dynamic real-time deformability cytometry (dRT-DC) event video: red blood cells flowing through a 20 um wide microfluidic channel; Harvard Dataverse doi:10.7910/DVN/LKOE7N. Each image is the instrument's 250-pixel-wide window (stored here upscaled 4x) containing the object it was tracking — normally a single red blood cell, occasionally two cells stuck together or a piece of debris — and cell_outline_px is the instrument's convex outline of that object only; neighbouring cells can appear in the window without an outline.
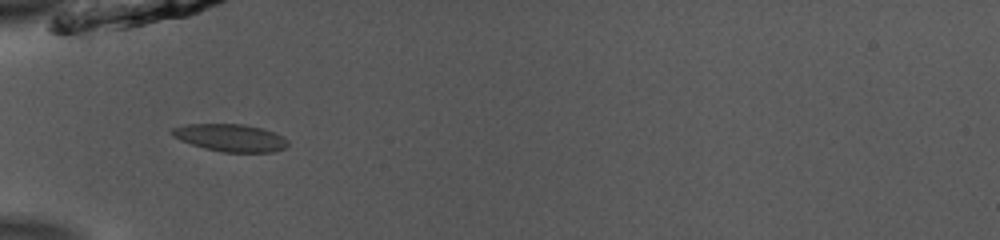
{"species": "common noctule bat (a hibernating species)", "species_latin": "Nyctalus noctula", "temperature_condition": "room temperature", "stored_images_in_passage": 35, "camera_frame_rate_fps": 3000, "um_per_image_px": 0.085, "animal": {"sex": "male", "body_mass_g": 13.0, "forearm_length_mm": 53.1}, "frame": {"image": 1, "passage_image": 1, "time_ms": 0.0, "image_size_px": [1000, 240], "cell_outline_px": [[288, 144], [284, 148], [272, 152], [220, 152], [204, 148], [180, 140], [172, 136], [168, 132], [172, 128], [184, 124], [244, 124], [264, 128], [284, 136], [288, 140]], "centroid_in_image_um": [19.57, 11.7], "position_along_channel_um": 65.4, "area_um2": 18.79}}
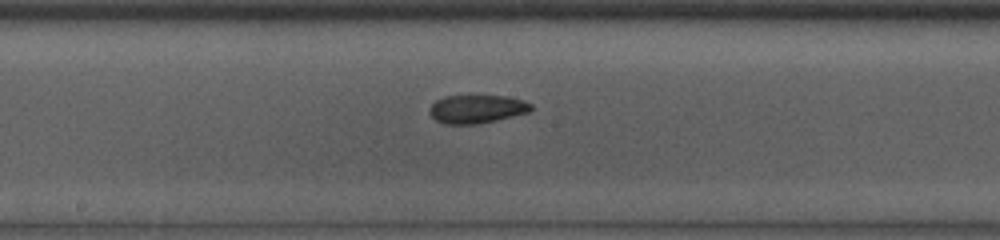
{"frame": {"image": 2, "passage_image": 12, "time_ms": 3.667, "image_size_px": [1000, 240], "cell_outline_px": [[532, 108], [528, 112], [496, 120], [476, 124], [444, 124], [436, 120], [428, 112], [428, 108], [436, 100], [444, 96], [508, 96], [524, 100], [532, 104]], "centroid_in_image_um": [40.5, 9.26], "position_along_channel_um": 207.7, "area_um2": 16.76}}
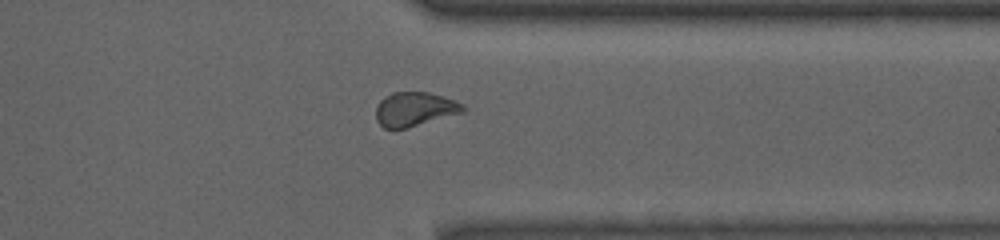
{"frame": {"image": 3, "passage_image": 25, "time_ms": 8.0, "image_size_px": [1000, 240], "cell_outline_px": [[464, 112], [404, 128], [384, 128], [376, 120], [376, 108], [380, 100], [384, 96], [392, 92], [428, 92], [444, 96], [464, 104]], "centroid_in_image_um": [35.23, 9.25], "position_along_channel_um": 376.2, "area_um2": 17.17}, "authors_computed_cell_mechanics": {"area_um2": 17.34, "velocity_mm_per_s": 3.9089, "shape_relaxation_time_tau1_ms": null, "shape_relaxation_time_tau2_ms": 1.6494, "deformation_change_tau1": null, "deformation_change_tau2": 0.0716}}